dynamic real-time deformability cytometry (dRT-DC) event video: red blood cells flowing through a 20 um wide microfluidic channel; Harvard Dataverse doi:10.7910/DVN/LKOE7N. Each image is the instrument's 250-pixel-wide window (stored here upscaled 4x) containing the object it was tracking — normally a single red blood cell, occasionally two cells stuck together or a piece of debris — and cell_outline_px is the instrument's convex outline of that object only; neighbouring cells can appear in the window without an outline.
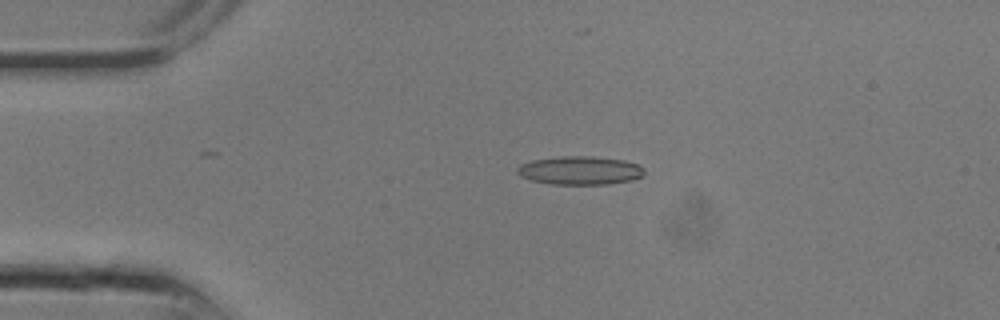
{"species": "common noctule bat (a hibernating species)", "species_latin": "Nyctalus noctula", "temperature_condition": "room temperature", "stored_images_in_passage": 15, "camera_frame_rate_fps": 3000, "um_per_image_px": 0.085, "animal": {"sex": "male", "body_mass_g": 13.3}, "frame": {"image": 1, "passage_image": 5, "time_ms": 1.333, "image_size_px": [1000, 320], "cell_outline_px": [[644, 172], [640, 176], [632, 180], [608, 184], [552, 184], [532, 180], [520, 176], [516, 172], [516, 168], [520, 164], [532, 160], [560, 156], [592, 156], [624, 160], [636, 164], [644, 168]], "centroid_in_image_um": [49.26, 14.48], "position_along_channel_um": 35.7, "area_um2": 21.04}}
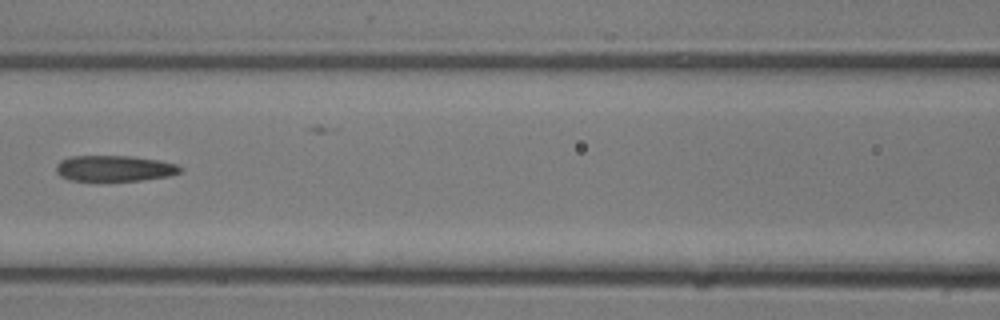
{"frame": {"image": 2, "passage_image": 11, "time_ms": 3.333, "image_size_px": [1000, 320], "cell_outline_px": [[184, 168], [180, 172], [168, 176], [140, 180], [96, 184], [68, 180], [60, 176], [56, 172], [56, 164], [60, 160], [72, 156], [132, 156], [160, 160], [176, 164]], "centroid_in_image_um": [9.66, 14.36], "position_along_channel_um": 156.9, "area_um2": 19.71}}
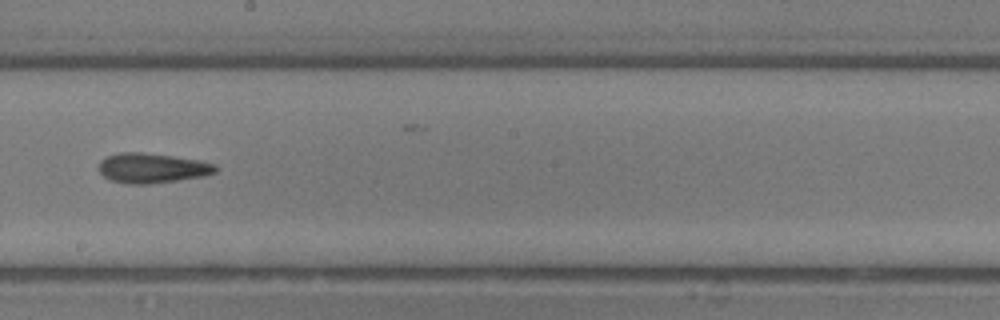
{"frame": {"image": 3, "passage_image": 14, "time_ms": 4.333, "image_size_px": [1000, 320], "cell_outline_px": [[216, 172], [204, 176], [148, 184], [128, 184], [112, 180], [104, 176], [100, 172], [100, 160], [108, 156], [120, 152], [140, 152], [172, 156], [196, 160], [216, 164]], "centroid_in_image_um": [12.92, 14.28], "position_along_channel_um": 235.3, "area_um2": 20.0}}